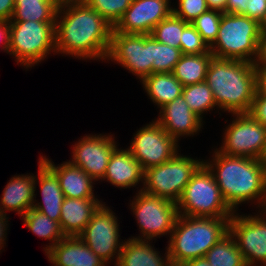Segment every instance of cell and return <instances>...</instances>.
<instances>
[{"label": "cell", "mask_w": 266, "mask_h": 266, "mask_svg": "<svg viewBox=\"0 0 266 266\" xmlns=\"http://www.w3.org/2000/svg\"><path fill=\"white\" fill-rule=\"evenodd\" d=\"M112 30L113 27L85 2L61 4L55 17L56 53L78 59L105 60Z\"/></svg>", "instance_id": "obj_1"}, {"label": "cell", "mask_w": 266, "mask_h": 266, "mask_svg": "<svg viewBox=\"0 0 266 266\" xmlns=\"http://www.w3.org/2000/svg\"><path fill=\"white\" fill-rule=\"evenodd\" d=\"M212 160L203 164L213 174L222 197L234 212L239 204L250 200H257L258 207L266 210V167L262 160L228 156L218 149Z\"/></svg>", "instance_id": "obj_2"}, {"label": "cell", "mask_w": 266, "mask_h": 266, "mask_svg": "<svg viewBox=\"0 0 266 266\" xmlns=\"http://www.w3.org/2000/svg\"><path fill=\"white\" fill-rule=\"evenodd\" d=\"M205 82L218 108L232 114L248 113L258 87L255 63L212 57Z\"/></svg>", "instance_id": "obj_3"}, {"label": "cell", "mask_w": 266, "mask_h": 266, "mask_svg": "<svg viewBox=\"0 0 266 266\" xmlns=\"http://www.w3.org/2000/svg\"><path fill=\"white\" fill-rule=\"evenodd\" d=\"M230 218L179 215L171 232L168 253L171 264L205 257L208 250L229 232Z\"/></svg>", "instance_id": "obj_4"}, {"label": "cell", "mask_w": 266, "mask_h": 266, "mask_svg": "<svg viewBox=\"0 0 266 266\" xmlns=\"http://www.w3.org/2000/svg\"><path fill=\"white\" fill-rule=\"evenodd\" d=\"M261 35L262 28L257 21L242 14L223 13L210 52L216 58L255 63Z\"/></svg>", "instance_id": "obj_5"}, {"label": "cell", "mask_w": 266, "mask_h": 266, "mask_svg": "<svg viewBox=\"0 0 266 266\" xmlns=\"http://www.w3.org/2000/svg\"><path fill=\"white\" fill-rule=\"evenodd\" d=\"M179 215L231 218L234 211L226 203L213 174L203 164L186 185L177 202Z\"/></svg>", "instance_id": "obj_6"}, {"label": "cell", "mask_w": 266, "mask_h": 266, "mask_svg": "<svg viewBox=\"0 0 266 266\" xmlns=\"http://www.w3.org/2000/svg\"><path fill=\"white\" fill-rule=\"evenodd\" d=\"M9 54L25 68L41 63L56 52L55 22L9 21Z\"/></svg>", "instance_id": "obj_7"}, {"label": "cell", "mask_w": 266, "mask_h": 266, "mask_svg": "<svg viewBox=\"0 0 266 266\" xmlns=\"http://www.w3.org/2000/svg\"><path fill=\"white\" fill-rule=\"evenodd\" d=\"M203 162L177 152L165 163L144 170V185L141 190L177 203Z\"/></svg>", "instance_id": "obj_8"}, {"label": "cell", "mask_w": 266, "mask_h": 266, "mask_svg": "<svg viewBox=\"0 0 266 266\" xmlns=\"http://www.w3.org/2000/svg\"><path fill=\"white\" fill-rule=\"evenodd\" d=\"M131 211L135 215L144 240L161 235H171L179 216L177 203L139 190L131 201Z\"/></svg>", "instance_id": "obj_9"}, {"label": "cell", "mask_w": 266, "mask_h": 266, "mask_svg": "<svg viewBox=\"0 0 266 266\" xmlns=\"http://www.w3.org/2000/svg\"><path fill=\"white\" fill-rule=\"evenodd\" d=\"M233 115L235 119L226 128L218 151L228 156L261 160L266 151V127L249 113Z\"/></svg>", "instance_id": "obj_10"}, {"label": "cell", "mask_w": 266, "mask_h": 266, "mask_svg": "<svg viewBox=\"0 0 266 266\" xmlns=\"http://www.w3.org/2000/svg\"><path fill=\"white\" fill-rule=\"evenodd\" d=\"M109 60L121 64L142 81L152 74V35L123 34L112 30Z\"/></svg>", "instance_id": "obj_11"}, {"label": "cell", "mask_w": 266, "mask_h": 266, "mask_svg": "<svg viewBox=\"0 0 266 266\" xmlns=\"http://www.w3.org/2000/svg\"><path fill=\"white\" fill-rule=\"evenodd\" d=\"M114 214L102 203L79 237L106 264L116 255V265L124 242H119V224Z\"/></svg>", "instance_id": "obj_12"}, {"label": "cell", "mask_w": 266, "mask_h": 266, "mask_svg": "<svg viewBox=\"0 0 266 266\" xmlns=\"http://www.w3.org/2000/svg\"><path fill=\"white\" fill-rule=\"evenodd\" d=\"M261 213L245 216L234 212L229 219V233L234 237L247 266H257V262L266 266V210H261Z\"/></svg>", "instance_id": "obj_13"}, {"label": "cell", "mask_w": 266, "mask_h": 266, "mask_svg": "<svg viewBox=\"0 0 266 266\" xmlns=\"http://www.w3.org/2000/svg\"><path fill=\"white\" fill-rule=\"evenodd\" d=\"M129 151L143 170L171 159L178 152V142L155 120L134 135Z\"/></svg>", "instance_id": "obj_14"}, {"label": "cell", "mask_w": 266, "mask_h": 266, "mask_svg": "<svg viewBox=\"0 0 266 266\" xmlns=\"http://www.w3.org/2000/svg\"><path fill=\"white\" fill-rule=\"evenodd\" d=\"M116 144L111 135H86L75 143L70 162L81 168L94 181L102 180Z\"/></svg>", "instance_id": "obj_15"}, {"label": "cell", "mask_w": 266, "mask_h": 266, "mask_svg": "<svg viewBox=\"0 0 266 266\" xmlns=\"http://www.w3.org/2000/svg\"><path fill=\"white\" fill-rule=\"evenodd\" d=\"M170 0H132L113 27L123 34H151L153 28L172 13Z\"/></svg>", "instance_id": "obj_16"}, {"label": "cell", "mask_w": 266, "mask_h": 266, "mask_svg": "<svg viewBox=\"0 0 266 266\" xmlns=\"http://www.w3.org/2000/svg\"><path fill=\"white\" fill-rule=\"evenodd\" d=\"M159 113L160 118L155 121L177 142L180 136L197 134L203 125L182 95L161 107Z\"/></svg>", "instance_id": "obj_17"}, {"label": "cell", "mask_w": 266, "mask_h": 266, "mask_svg": "<svg viewBox=\"0 0 266 266\" xmlns=\"http://www.w3.org/2000/svg\"><path fill=\"white\" fill-rule=\"evenodd\" d=\"M46 255L54 266H107L79 236H65Z\"/></svg>", "instance_id": "obj_18"}, {"label": "cell", "mask_w": 266, "mask_h": 266, "mask_svg": "<svg viewBox=\"0 0 266 266\" xmlns=\"http://www.w3.org/2000/svg\"><path fill=\"white\" fill-rule=\"evenodd\" d=\"M105 179L118 188L135 187L140 181L144 183V170L128 148L124 150L116 147L102 180Z\"/></svg>", "instance_id": "obj_19"}, {"label": "cell", "mask_w": 266, "mask_h": 266, "mask_svg": "<svg viewBox=\"0 0 266 266\" xmlns=\"http://www.w3.org/2000/svg\"><path fill=\"white\" fill-rule=\"evenodd\" d=\"M40 158L56 173L61 190L66 198H95L93 192V183L95 181L81 168L73 165L70 160L56 166L46 156H40Z\"/></svg>", "instance_id": "obj_20"}, {"label": "cell", "mask_w": 266, "mask_h": 266, "mask_svg": "<svg viewBox=\"0 0 266 266\" xmlns=\"http://www.w3.org/2000/svg\"><path fill=\"white\" fill-rule=\"evenodd\" d=\"M35 176L17 175L11 178L3 190L0 200V212L16 211L21 217L33 207L36 202ZM35 196V197H34Z\"/></svg>", "instance_id": "obj_21"}, {"label": "cell", "mask_w": 266, "mask_h": 266, "mask_svg": "<svg viewBox=\"0 0 266 266\" xmlns=\"http://www.w3.org/2000/svg\"><path fill=\"white\" fill-rule=\"evenodd\" d=\"M102 204L99 199L66 198L61 205L59 225L65 236H79L95 211Z\"/></svg>", "instance_id": "obj_22"}, {"label": "cell", "mask_w": 266, "mask_h": 266, "mask_svg": "<svg viewBox=\"0 0 266 266\" xmlns=\"http://www.w3.org/2000/svg\"><path fill=\"white\" fill-rule=\"evenodd\" d=\"M39 160L38 178L35 176V185L37 182L40 183L43 201L33 204V208L59 223L61 205L65 196L56 173L41 158Z\"/></svg>", "instance_id": "obj_23"}, {"label": "cell", "mask_w": 266, "mask_h": 266, "mask_svg": "<svg viewBox=\"0 0 266 266\" xmlns=\"http://www.w3.org/2000/svg\"><path fill=\"white\" fill-rule=\"evenodd\" d=\"M132 237L124 242L115 266H170L168 249L165 258L159 255L150 240Z\"/></svg>", "instance_id": "obj_24"}, {"label": "cell", "mask_w": 266, "mask_h": 266, "mask_svg": "<svg viewBox=\"0 0 266 266\" xmlns=\"http://www.w3.org/2000/svg\"><path fill=\"white\" fill-rule=\"evenodd\" d=\"M140 82L149 98L159 108L182 95L183 85L172 73H152Z\"/></svg>", "instance_id": "obj_25"}, {"label": "cell", "mask_w": 266, "mask_h": 266, "mask_svg": "<svg viewBox=\"0 0 266 266\" xmlns=\"http://www.w3.org/2000/svg\"><path fill=\"white\" fill-rule=\"evenodd\" d=\"M212 57L213 54L211 52L204 54H182L172 74L183 86L204 82Z\"/></svg>", "instance_id": "obj_26"}, {"label": "cell", "mask_w": 266, "mask_h": 266, "mask_svg": "<svg viewBox=\"0 0 266 266\" xmlns=\"http://www.w3.org/2000/svg\"><path fill=\"white\" fill-rule=\"evenodd\" d=\"M58 6L56 0H15L10 21L55 22Z\"/></svg>", "instance_id": "obj_27"}, {"label": "cell", "mask_w": 266, "mask_h": 266, "mask_svg": "<svg viewBox=\"0 0 266 266\" xmlns=\"http://www.w3.org/2000/svg\"><path fill=\"white\" fill-rule=\"evenodd\" d=\"M22 220H24L25 226L35 235L52 242L44 248L45 253L65 237L57 221H53L33 207L22 216Z\"/></svg>", "instance_id": "obj_28"}, {"label": "cell", "mask_w": 266, "mask_h": 266, "mask_svg": "<svg viewBox=\"0 0 266 266\" xmlns=\"http://www.w3.org/2000/svg\"><path fill=\"white\" fill-rule=\"evenodd\" d=\"M211 266H247L234 237L228 232L205 255Z\"/></svg>", "instance_id": "obj_29"}, {"label": "cell", "mask_w": 266, "mask_h": 266, "mask_svg": "<svg viewBox=\"0 0 266 266\" xmlns=\"http://www.w3.org/2000/svg\"><path fill=\"white\" fill-rule=\"evenodd\" d=\"M182 96L189 108L201 119L204 112L217 107L212 90L205 81L183 86Z\"/></svg>", "instance_id": "obj_30"}, {"label": "cell", "mask_w": 266, "mask_h": 266, "mask_svg": "<svg viewBox=\"0 0 266 266\" xmlns=\"http://www.w3.org/2000/svg\"><path fill=\"white\" fill-rule=\"evenodd\" d=\"M188 24V22L171 13L153 28L151 35L160 43L180 48L181 34Z\"/></svg>", "instance_id": "obj_31"}, {"label": "cell", "mask_w": 266, "mask_h": 266, "mask_svg": "<svg viewBox=\"0 0 266 266\" xmlns=\"http://www.w3.org/2000/svg\"><path fill=\"white\" fill-rule=\"evenodd\" d=\"M152 54L154 59L152 63V73H172L182 55L180 48H174L167 44L160 43L153 36Z\"/></svg>", "instance_id": "obj_32"}, {"label": "cell", "mask_w": 266, "mask_h": 266, "mask_svg": "<svg viewBox=\"0 0 266 266\" xmlns=\"http://www.w3.org/2000/svg\"><path fill=\"white\" fill-rule=\"evenodd\" d=\"M84 2L114 27L132 0H85Z\"/></svg>", "instance_id": "obj_33"}, {"label": "cell", "mask_w": 266, "mask_h": 266, "mask_svg": "<svg viewBox=\"0 0 266 266\" xmlns=\"http://www.w3.org/2000/svg\"><path fill=\"white\" fill-rule=\"evenodd\" d=\"M223 12L209 9L191 22L210 47L216 40Z\"/></svg>", "instance_id": "obj_34"}, {"label": "cell", "mask_w": 266, "mask_h": 266, "mask_svg": "<svg viewBox=\"0 0 266 266\" xmlns=\"http://www.w3.org/2000/svg\"><path fill=\"white\" fill-rule=\"evenodd\" d=\"M180 50L182 54H204L210 52V47L195 27L189 23L181 34Z\"/></svg>", "instance_id": "obj_35"}, {"label": "cell", "mask_w": 266, "mask_h": 266, "mask_svg": "<svg viewBox=\"0 0 266 266\" xmlns=\"http://www.w3.org/2000/svg\"><path fill=\"white\" fill-rule=\"evenodd\" d=\"M178 6L172 8V13L188 23L209 10L206 0H178Z\"/></svg>", "instance_id": "obj_36"}, {"label": "cell", "mask_w": 266, "mask_h": 266, "mask_svg": "<svg viewBox=\"0 0 266 266\" xmlns=\"http://www.w3.org/2000/svg\"><path fill=\"white\" fill-rule=\"evenodd\" d=\"M256 121L266 127V93L258 86L248 112Z\"/></svg>", "instance_id": "obj_37"}, {"label": "cell", "mask_w": 266, "mask_h": 266, "mask_svg": "<svg viewBox=\"0 0 266 266\" xmlns=\"http://www.w3.org/2000/svg\"><path fill=\"white\" fill-rule=\"evenodd\" d=\"M242 15L262 25L266 17V0H248L247 9Z\"/></svg>", "instance_id": "obj_38"}, {"label": "cell", "mask_w": 266, "mask_h": 266, "mask_svg": "<svg viewBox=\"0 0 266 266\" xmlns=\"http://www.w3.org/2000/svg\"><path fill=\"white\" fill-rule=\"evenodd\" d=\"M255 66L257 70H266V33L261 35Z\"/></svg>", "instance_id": "obj_39"}, {"label": "cell", "mask_w": 266, "mask_h": 266, "mask_svg": "<svg viewBox=\"0 0 266 266\" xmlns=\"http://www.w3.org/2000/svg\"><path fill=\"white\" fill-rule=\"evenodd\" d=\"M248 0H227L225 13L243 14L247 9Z\"/></svg>", "instance_id": "obj_40"}, {"label": "cell", "mask_w": 266, "mask_h": 266, "mask_svg": "<svg viewBox=\"0 0 266 266\" xmlns=\"http://www.w3.org/2000/svg\"><path fill=\"white\" fill-rule=\"evenodd\" d=\"M3 42V43H2ZM0 43L2 49L9 53L10 46V23L9 21H0Z\"/></svg>", "instance_id": "obj_41"}, {"label": "cell", "mask_w": 266, "mask_h": 266, "mask_svg": "<svg viewBox=\"0 0 266 266\" xmlns=\"http://www.w3.org/2000/svg\"><path fill=\"white\" fill-rule=\"evenodd\" d=\"M15 7V0H0V21H10Z\"/></svg>", "instance_id": "obj_42"}, {"label": "cell", "mask_w": 266, "mask_h": 266, "mask_svg": "<svg viewBox=\"0 0 266 266\" xmlns=\"http://www.w3.org/2000/svg\"><path fill=\"white\" fill-rule=\"evenodd\" d=\"M7 225V216L4 213L0 212V251L2 250V247L4 248L5 240L7 238Z\"/></svg>", "instance_id": "obj_43"}, {"label": "cell", "mask_w": 266, "mask_h": 266, "mask_svg": "<svg viewBox=\"0 0 266 266\" xmlns=\"http://www.w3.org/2000/svg\"><path fill=\"white\" fill-rule=\"evenodd\" d=\"M209 9L218 10L225 13L227 0H206Z\"/></svg>", "instance_id": "obj_44"}, {"label": "cell", "mask_w": 266, "mask_h": 266, "mask_svg": "<svg viewBox=\"0 0 266 266\" xmlns=\"http://www.w3.org/2000/svg\"><path fill=\"white\" fill-rule=\"evenodd\" d=\"M180 266H211V265L208 263L205 257H203L186 261Z\"/></svg>", "instance_id": "obj_45"}, {"label": "cell", "mask_w": 266, "mask_h": 266, "mask_svg": "<svg viewBox=\"0 0 266 266\" xmlns=\"http://www.w3.org/2000/svg\"><path fill=\"white\" fill-rule=\"evenodd\" d=\"M258 71V86L266 93V70Z\"/></svg>", "instance_id": "obj_46"}, {"label": "cell", "mask_w": 266, "mask_h": 266, "mask_svg": "<svg viewBox=\"0 0 266 266\" xmlns=\"http://www.w3.org/2000/svg\"><path fill=\"white\" fill-rule=\"evenodd\" d=\"M59 5L68 3V2H84L85 0H56Z\"/></svg>", "instance_id": "obj_47"}, {"label": "cell", "mask_w": 266, "mask_h": 266, "mask_svg": "<svg viewBox=\"0 0 266 266\" xmlns=\"http://www.w3.org/2000/svg\"><path fill=\"white\" fill-rule=\"evenodd\" d=\"M261 28H262V33H266V17L263 24L261 25Z\"/></svg>", "instance_id": "obj_48"}, {"label": "cell", "mask_w": 266, "mask_h": 266, "mask_svg": "<svg viewBox=\"0 0 266 266\" xmlns=\"http://www.w3.org/2000/svg\"><path fill=\"white\" fill-rule=\"evenodd\" d=\"M261 160L265 164V167H266V151H265V153H264V155H263Z\"/></svg>", "instance_id": "obj_49"}]
</instances>
